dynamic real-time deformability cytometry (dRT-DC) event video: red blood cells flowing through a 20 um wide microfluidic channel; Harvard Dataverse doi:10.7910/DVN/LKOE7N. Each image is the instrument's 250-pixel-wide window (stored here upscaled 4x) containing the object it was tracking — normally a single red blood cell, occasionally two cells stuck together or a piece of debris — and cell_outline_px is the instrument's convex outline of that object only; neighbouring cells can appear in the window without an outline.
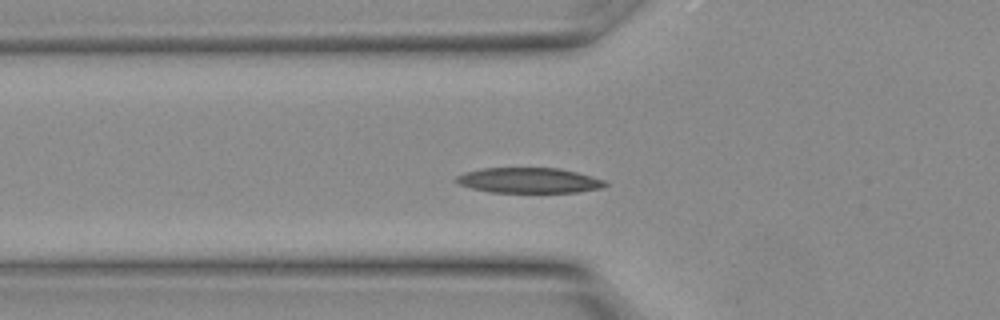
{"species": "Egyptian fruit bat (a non-hibernating species)", "species_latin": "Rousettus aegyptiacus", "temperature_condition": "warm", "stored_images_in_passage": 22, "segment_of_instrument_passage": [1, 2], "camera_frame_rate_fps": 3000, "um_per_image_px": 0.085, "animal": {"sex": "female"}, "frame": {"image": 1, "passage_image": 2, "time_ms": 0.333, "image_size_px": [1000, 320], "cell_outline_px": [[608, 184], [600, 188], [576, 192], [492, 192], [472, 188], [460, 184], [452, 180], [456, 176], [464, 172], [484, 168], [560, 168], [592, 176], [604, 180]], "centroid_in_image_um": [44.93, 15.32], "position_along_channel_um": 80.9, "area_um2": 21.85}}
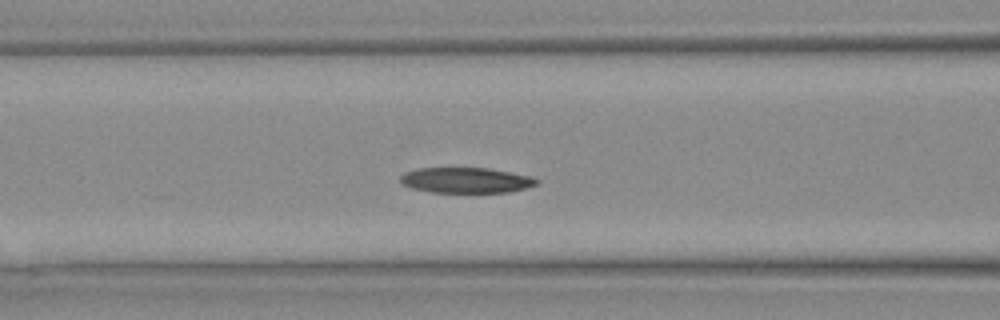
{"frame": {"image": 2, "passage_image": 4, "time_ms": 1.0, "image_size_px": [1000, 320], "cell_outline_px": [[540, 180], [536, 184], [524, 188], [508, 192], [432, 192], [412, 188], [400, 184], [400, 176], [404, 172], [416, 168], [488, 168], [532, 176]], "centroid_in_image_um": [39.57, 15.31], "position_along_channel_um": 127.0, "area_um2": 20.23}}
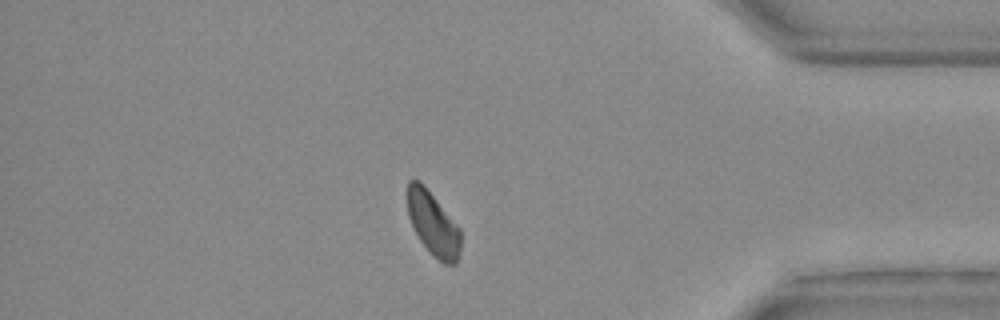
{"frame": {"image": 3, "passage_image": 17, "time_ms": 5.333, "image_size_px": [1000, 320], "cell_outline_px": [[460, 256], [456, 264], [444, 264], [420, 240], [408, 216], [404, 192], [408, 180], [420, 180], [460, 228]], "centroid_in_image_um": [36.77, 18.95], "position_along_channel_um": 398.4, "area_um2": 19.83}}